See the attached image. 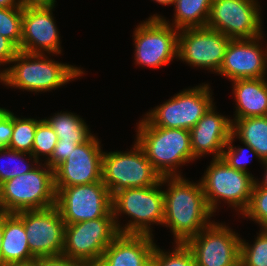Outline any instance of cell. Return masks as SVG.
<instances>
[{"label":"cell","mask_w":267,"mask_h":266,"mask_svg":"<svg viewBox=\"0 0 267 266\" xmlns=\"http://www.w3.org/2000/svg\"><path fill=\"white\" fill-rule=\"evenodd\" d=\"M33 266H86V263L59 255L35 258Z\"/></svg>","instance_id":"36"},{"label":"cell","mask_w":267,"mask_h":266,"mask_svg":"<svg viewBox=\"0 0 267 266\" xmlns=\"http://www.w3.org/2000/svg\"><path fill=\"white\" fill-rule=\"evenodd\" d=\"M236 101L233 120L267 116V77L232 81Z\"/></svg>","instance_id":"21"},{"label":"cell","mask_w":267,"mask_h":266,"mask_svg":"<svg viewBox=\"0 0 267 266\" xmlns=\"http://www.w3.org/2000/svg\"><path fill=\"white\" fill-rule=\"evenodd\" d=\"M57 142L58 138L55 131L42 119L36 127L32 155L39 162L42 161L39 160L40 156H44L48 160L53 154Z\"/></svg>","instance_id":"31"},{"label":"cell","mask_w":267,"mask_h":266,"mask_svg":"<svg viewBox=\"0 0 267 266\" xmlns=\"http://www.w3.org/2000/svg\"><path fill=\"white\" fill-rule=\"evenodd\" d=\"M55 190L56 207L65 224L106 217L112 212V195L102 180Z\"/></svg>","instance_id":"10"},{"label":"cell","mask_w":267,"mask_h":266,"mask_svg":"<svg viewBox=\"0 0 267 266\" xmlns=\"http://www.w3.org/2000/svg\"><path fill=\"white\" fill-rule=\"evenodd\" d=\"M15 214L24 223L30 252L36 258L62 255L65 222L56 206Z\"/></svg>","instance_id":"15"},{"label":"cell","mask_w":267,"mask_h":266,"mask_svg":"<svg viewBox=\"0 0 267 266\" xmlns=\"http://www.w3.org/2000/svg\"><path fill=\"white\" fill-rule=\"evenodd\" d=\"M232 134L251 146L262 161L267 159V116L234 120Z\"/></svg>","instance_id":"24"},{"label":"cell","mask_w":267,"mask_h":266,"mask_svg":"<svg viewBox=\"0 0 267 266\" xmlns=\"http://www.w3.org/2000/svg\"><path fill=\"white\" fill-rule=\"evenodd\" d=\"M213 104L190 130L191 148L196 159L213 154L222 158L225 146L232 134V121L215 111Z\"/></svg>","instance_id":"19"},{"label":"cell","mask_w":267,"mask_h":266,"mask_svg":"<svg viewBox=\"0 0 267 266\" xmlns=\"http://www.w3.org/2000/svg\"><path fill=\"white\" fill-rule=\"evenodd\" d=\"M78 144L76 142H57L51 157L44 161L53 170L63 163Z\"/></svg>","instance_id":"34"},{"label":"cell","mask_w":267,"mask_h":266,"mask_svg":"<svg viewBox=\"0 0 267 266\" xmlns=\"http://www.w3.org/2000/svg\"><path fill=\"white\" fill-rule=\"evenodd\" d=\"M13 132V112L0 107V148L8 147Z\"/></svg>","instance_id":"35"},{"label":"cell","mask_w":267,"mask_h":266,"mask_svg":"<svg viewBox=\"0 0 267 266\" xmlns=\"http://www.w3.org/2000/svg\"><path fill=\"white\" fill-rule=\"evenodd\" d=\"M262 165L265 166V175L263 177V180L262 181H258V179L255 178V185L256 186H260V187H263V188H267V159L266 160H263L261 162Z\"/></svg>","instance_id":"40"},{"label":"cell","mask_w":267,"mask_h":266,"mask_svg":"<svg viewBox=\"0 0 267 266\" xmlns=\"http://www.w3.org/2000/svg\"><path fill=\"white\" fill-rule=\"evenodd\" d=\"M210 90L209 83L184 89L147 112L144 118L152 126L190 131L214 104Z\"/></svg>","instance_id":"8"},{"label":"cell","mask_w":267,"mask_h":266,"mask_svg":"<svg viewBox=\"0 0 267 266\" xmlns=\"http://www.w3.org/2000/svg\"><path fill=\"white\" fill-rule=\"evenodd\" d=\"M263 37L261 35L252 39H231L217 74L230 79L231 82L266 77L267 48L264 50L260 42Z\"/></svg>","instance_id":"17"},{"label":"cell","mask_w":267,"mask_h":266,"mask_svg":"<svg viewBox=\"0 0 267 266\" xmlns=\"http://www.w3.org/2000/svg\"><path fill=\"white\" fill-rule=\"evenodd\" d=\"M235 140V136L233 134L230 135V138L228 139V143L224 148L223 154H222V158L223 160L226 161V163L231 167L234 168L236 170H240L246 173L251 174L248 170H247V164H248V157L246 156L247 154L245 153H251L253 154V156L255 158H258V160L260 162H262V160L260 159L259 155L254 151V149L249 146L246 143H242L245 145L246 148H242L241 147H236L234 146L232 143ZM246 150H248L246 152Z\"/></svg>","instance_id":"33"},{"label":"cell","mask_w":267,"mask_h":266,"mask_svg":"<svg viewBox=\"0 0 267 266\" xmlns=\"http://www.w3.org/2000/svg\"><path fill=\"white\" fill-rule=\"evenodd\" d=\"M172 252L154 248L150 266H196L192 252L185 243H175Z\"/></svg>","instance_id":"29"},{"label":"cell","mask_w":267,"mask_h":266,"mask_svg":"<svg viewBox=\"0 0 267 266\" xmlns=\"http://www.w3.org/2000/svg\"><path fill=\"white\" fill-rule=\"evenodd\" d=\"M213 0H175L174 19L170 23L165 17L153 14L149 19H162L177 30L207 26L210 7Z\"/></svg>","instance_id":"23"},{"label":"cell","mask_w":267,"mask_h":266,"mask_svg":"<svg viewBox=\"0 0 267 266\" xmlns=\"http://www.w3.org/2000/svg\"><path fill=\"white\" fill-rule=\"evenodd\" d=\"M95 135L78 144L67 159L54 169L55 188L85 185L102 180L103 151Z\"/></svg>","instance_id":"16"},{"label":"cell","mask_w":267,"mask_h":266,"mask_svg":"<svg viewBox=\"0 0 267 266\" xmlns=\"http://www.w3.org/2000/svg\"><path fill=\"white\" fill-rule=\"evenodd\" d=\"M261 228H267V188L253 185L249 206L242 214Z\"/></svg>","instance_id":"32"},{"label":"cell","mask_w":267,"mask_h":266,"mask_svg":"<svg viewBox=\"0 0 267 266\" xmlns=\"http://www.w3.org/2000/svg\"><path fill=\"white\" fill-rule=\"evenodd\" d=\"M260 14L258 0H213L207 27L230 39L258 38L263 35Z\"/></svg>","instance_id":"11"},{"label":"cell","mask_w":267,"mask_h":266,"mask_svg":"<svg viewBox=\"0 0 267 266\" xmlns=\"http://www.w3.org/2000/svg\"><path fill=\"white\" fill-rule=\"evenodd\" d=\"M254 178L252 174L231 168L223 158H212L200 180L212 213L216 212L222 200L238 214H243L251 200Z\"/></svg>","instance_id":"5"},{"label":"cell","mask_w":267,"mask_h":266,"mask_svg":"<svg viewBox=\"0 0 267 266\" xmlns=\"http://www.w3.org/2000/svg\"><path fill=\"white\" fill-rule=\"evenodd\" d=\"M23 8H0V35L9 39L19 50L22 38Z\"/></svg>","instance_id":"30"},{"label":"cell","mask_w":267,"mask_h":266,"mask_svg":"<svg viewBox=\"0 0 267 266\" xmlns=\"http://www.w3.org/2000/svg\"><path fill=\"white\" fill-rule=\"evenodd\" d=\"M9 214L4 201H3V192H2V183L0 182V217Z\"/></svg>","instance_id":"41"},{"label":"cell","mask_w":267,"mask_h":266,"mask_svg":"<svg viewBox=\"0 0 267 266\" xmlns=\"http://www.w3.org/2000/svg\"><path fill=\"white\" fill-rule=\"evenodd\" d=\"M26 158L27 159L29 158L28 161H25L27 160ZM1 160L3 161V162H0V182L1 183H4L5 181L9 179L15 178L16 176H20L22 174L29 172L31 169L35 167L34 164L36 165L39 162L30 153L11 150L7 147L0 148V161ZM5 161H8V163ZM31 162L34 164H32ZM10 165L13 167H11Z\"/></svg>","instance_id":"26"},{"label":"cell","mask_w":267,"mask_h":266,"mask_svg":"<svg viewBox=\"0 0 267 266\" xmlns=\"http://www.w3.org/2000/svg\"><path fill=\"white\" fill-rule=\"evenodd\" d=\"M155 1V3L161 4V5H173L175 0H152Z\"/></svg>","instance_id":"44"},{"label":"cell","mask_w":267,"mask_h":266,"mask_svg":"<svg viewBox=\"0 0 267 266\" xmlns=\"http://www.w3.org/2000/svg\"><path fill=\"white\" fill-rule=\"evenodd\" d=\"M13 64L0 71V83L30 92L56 90L85 72L79 67L50 59L45 54L18 51Z\"/></svg>","instance_id":"2"},{"label":"cell","mask_w":267,"mask_h":266,"mask_svg":"<svg viewBox=\"0 0 267 266\" xmlns=\"http://www.w3.org/2000/svg\"><path fill=\"white\" fill-rule=\"evenodd\" d=\"M2 192L9 213L56 206L54 170L38 162L29 172L2 183Z\"/></svg>","instance_id":"6"},{"label":"cell","mask_w":267,"mask_h":266,"mask_svg":"<svg viewBox=\"0 0 267 266\" xmlns=\"http://www.w3.org/2000/svg\"><path fill=\"white\" fill-rule=\"evenodd\" d=\"M141 119L135 139L153 169L161 177L183 176L178 167L197 160L191 148L190 131L152 126L144 117Z\"/></svg>","instance_id":"3"},{"label":"cell","mask_w":267,"mask_h":266,"mask_svg":"<svg viewBox=\"0 0 267 266\" xmlns=\"http://www.w3.org/2000/svg\"><path fill=\"white\" fill-rule=\"evenodd\" d=\"M19 49L7 38L0 35V66L11 63Z\"/></svg>","instance_id":"37"},{"label":"cell","mask_w":267,"mask_h":266,"mask_svg":"<svg viewBox=\"0 0 267 266\" xmlns=\"http://www.w3.org/2000/svg\"><path fill=\"white\" fill-rule=\"evenodd\" d=\"M132 146L130 151L103 152L102 181L111 195L125 188L150 187L161 179L136 140Z\"/></svg>","instance_id":"7"},{"label":"cell","mask_w":267,"mask_h":266,"mask_svg":"<svg viewBox=\"0 0 267 266\" xmlns=\"http://www.w3.org/2000/svg\"><path fill=\"white\" fill-rule=\"evenodd\" d=\"M44 120L55 131L58 142L82 144L93 135L84 119L72 112H57Z\"/></svg>","instance_id":"25"},{"label":"cell","mask_w":267,"mask_h":266,"mask_svg":"<svg viewBox=\"0 0 267 266\" xmlns=\"http://www.w3.org/2000/svg\"><path fill=\"white\" fill-rule=\"evenodd\" d=\"M52 7H23L20 51L32 54L59 55L61 39Z\"/></svg>","instance_id":"18"},{"label":"cell","mask_w":267,"mask_h":266,"mask_svg":"<svg viewBox=\"0 0 267 266\" xmlns=\"http://www.w3.org/2000/svg\"><path fill=\"white\" fill-rule=\"evenodd\" d=\"M0 266H33V261L25 263H6V264H0Z\"/></svg>","instance_id":"42"},{"label":"cell","mask_w":267,"mask_h":266,"mask_svg":"<svg viewBox=\"0 0 267 266\" xmlns=\"http://www.w3.org/2000/svg\"><path fill=\"white\" fill-rule=\"evenodd\" d=\"M136 27L133 39L137 65L157 69L177 58L179 30L162 19H147Z\"/></svg>","instance_id":"13"},{"label":"cell","mask_w":267,"mask_h":266,"mask_svg":"<svg viewBox=\"0 0 267 266\" xmlns=\"http://www.w3.org/2000/svg\"><path fill=\"white\" fill-rule=\"evenodd\" d=\"M118 234L113 212L106 217L65 224L62 255L84 263L100 261Z\"/></svg>","instance_id":"9"},{"label":"cell","mask_w":267,"mask_h":266,"mask_svg":"<svg viewBox=\"0 0 267 266\" xmlns=\"http://www.w3.org/2000/svg\"><path fill=\"white\" fill-rule=\"evenodd\" d=\"M182 176L162 177L164 192L163 226L169 227L175 243H185L205 229L213 216L200 181L192 183Z\"/></svg>","instance_id":"1"},{"label":"cell","mask_w":267,"mask_h":266,"mask_svg":"<svg viewBox=\"0 0 267 266\" xmlns=\"http://www.w3.org/2000/svg\"><path fill=\"white\" fill-rule=\"evenodd\" d=\"M0 8H23L21 0H0Z\"/></svg>","instance_id":"39"},{"label":"cell","mask_w":267,"mask_h":266,"mask_svg":"<svg viewBox=\"0 0 267 266\" xmlns=\"http://www.w3.org/2000/svg\"><path fill=\"white\" fill-rule=\"evenodd\" d=\"M253 244L241 238L240 264L242 266H267V228H261Z\"/></svg>","instance_id":"28"},{"label":"cell","mask_w":267,"mask_h":266,"mask_svg":"<svg viewBox=\"0 0 267 266\" xmlns=\"http://www.w3.org/2000/svg\"><path fill=\"white\" fill-rule=\"evenodd\" d=\"M240 234L224 223H210L185 244L196 266H237L240 263Z\"/></svg>","instance_id":"12"},{"label":"cell","mask_w":267,"mask_h":266,"mask_svg":"<svg viewBox=\"0 0 267 266\" xmlns=\"http://www.w3.org/2000/svg\"><path fill=\"white\" fill-rule=\"evenodd\" d=\"M41 120L21 118L13 113V132L7 148L32 154L36 127Z\"/></svg>","instance_id":"27"},{"label":"cell","mask_w":267,"mask_h":266,"mask_svg":"<svg viewBox=\"0 0 267 266\" xmlns=\"http://www.w3.org/2000/svg\"><path fill=\"white\" fill-rule=\"evenodd\" d=\"M155 246L154 236L119 233L105 249L100 262L105 266H150Z\"/></svg>","instance_id":"20"},{"label":"cell","mask_w":267,"mask_h":266,"mask_svg":"<svg viewBox=\"0 0 267 266\" xmlns=\"http://www.w3.org/2000/svg\"><path fill=\"white\" fill-rule=\"evenodd\" d=\"M56 0H21L22 7H52Z\"/></svg>","instance_id":"38"},{"label":"cell","mask_w":267,"mask_h":266,"mask_svg":"<svg viewBox=\"0 0 267 266\" xmlns=\"http://www.w3.org/2000/svg\"><path fill=\"white\" fill-rule=\"evenodd\" d=\"M35 258L29 249L23 221L15 213L3 216L0 264L32 262Z\"/></svg>","instance_id":"22"},{"label":"cell","mask_w":267,"mask_h":266,"mask_svg":"<svg viewBox=\"0 0 267 266\" xmlns=\"http://www.w3.org/2000/svg\"><path fill=\"white\" fill-rule=\"evenodd\" d=\"M230 40L207 26L179 30L177 59L218 73Z\"/></svg>","instance_id":"14"},{"label":"cell","mask_w":267,"mask_h":266,"mask_svg":"<svg viewBox=\"0 0 267 266\" xmlns=\"http://www.w3.org/2000/svg\"><path fill=\"white\" fill-rule=\"evenodd\" d=\"M86 266H105V265L101 263L100 261H95V262L86 263Z\"/></svg>","instance_id":"45"},{"label":"cell","mask_w":267,"mask_h":266,"mask_svg":"<svg viewBox=\"0 0 267 266\" xmlns=\"http://www.w3.org/2000/svg\"><path fill=\"white\" fill-rule=\"evenodd\" d=\"M2 239H3V216L0 217V254L2 248Z\"/></svg>","instance_id":"43"},{"label":"cell","mask_w":267,"mask_h":266,"mask_svg":"<svg viewBox=\"0 0 267 266\" xmlns=\"http://www.w3.org/2000/svg\"><path fill=\"white\" fill-rule=\"evenodd\" d=\"M163 185L161 177L153 186L125 188L112 195V212L119 233L153 236L151 225H163L164 220ZM122 214L130 218L124 226L119 220Z\"/></svg>","instance_id":"4"}]
</instances>
